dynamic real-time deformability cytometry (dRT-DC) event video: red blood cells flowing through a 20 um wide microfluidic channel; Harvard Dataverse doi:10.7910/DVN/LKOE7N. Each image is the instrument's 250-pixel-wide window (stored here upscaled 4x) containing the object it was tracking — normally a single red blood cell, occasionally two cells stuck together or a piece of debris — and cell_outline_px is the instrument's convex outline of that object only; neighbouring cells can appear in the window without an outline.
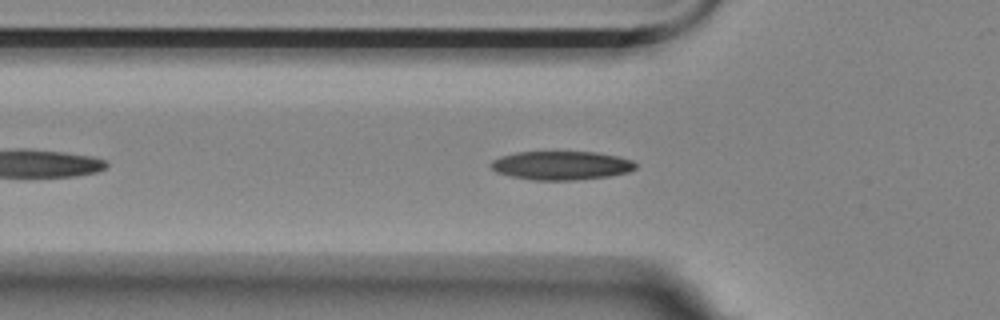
{"species": "Egyptian fruit bat (a non-hibernating species)", "species_latin": "Rousettus aegyptiacus", "temperature_condition": "room temperature", "stored_images_in_passage": 30, "camera_frame_rate_fps": 3000, "um_per_image_px": 0.085, "animal": {"sex": "female"}, "frame": {"image": 1, "passage_image": 8, "time_ms": 2.333, "image_size_px": [1000, 320], "cell_outline_px": [[636, 168], [628, 172], [608, 176], [576, 180], [532, 180], [512, 176], [496, 172], [492, 168], [492, 160], [500, 156], [516, 152], [596, 152], [616, 156], [632, 160], [636, 164]], "centroid_in_image_um": [47.71, 14.06], "position_along_channel_um": 78.1, "area_um2": 24.1}}
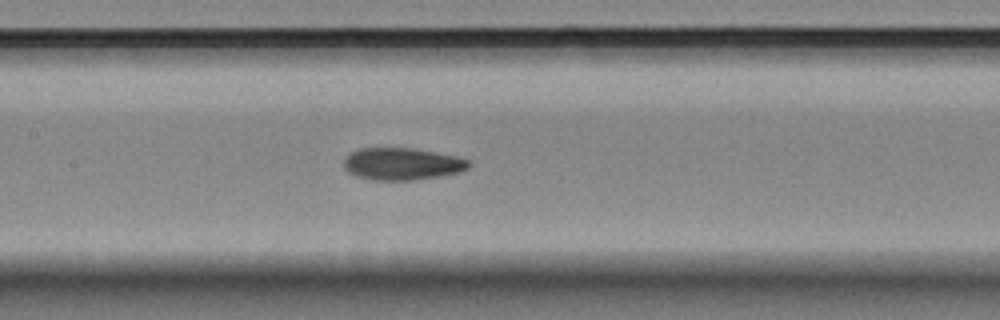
{"frame": {"image": 2, "passage_image": 16, "time_ms": 5.0, "image_size_px": [1000, 320], "cell_outline_px": [[472, 164], [468, 168], [460, 172], [440, 176], [416, 180], [372, 180], [356, 176], [348, 172], [344, 168], [344, 160], [348, 152], [360, 148], [412, 148], [456, 156], [468, 160]], "centroid_in_image_um": [34.16, 13.93], "position_along_channel_um": 173.2, "area_um2": 23.58}}
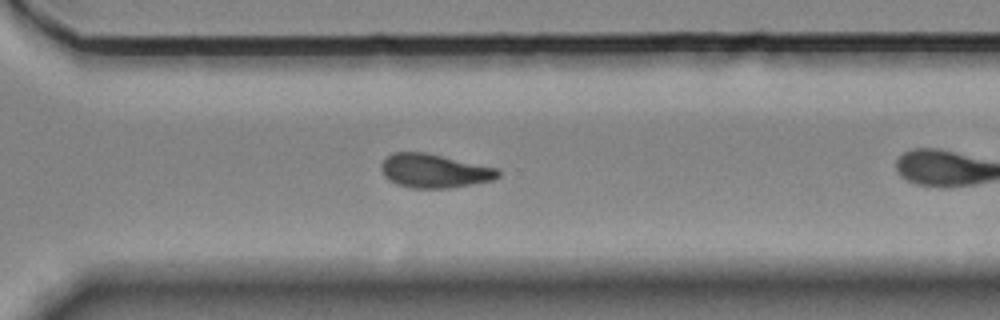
{"frame": {"image": 3, "passage_image": 26, "time_ms": 8.333, "image_size_px": [1000, 320], "cell_outline_px": [[500, 176], [492, 180], [448, 188], [412, 188], [396, 184], [384, 176], [380, 168], [380, 164], [392, 152], [424, 152], [496, 168], [500, 172]], "centroid_in_image_um": [36.87, 14.52], "position_along_channel_um": 333.7, "area_um2": 22.77}}